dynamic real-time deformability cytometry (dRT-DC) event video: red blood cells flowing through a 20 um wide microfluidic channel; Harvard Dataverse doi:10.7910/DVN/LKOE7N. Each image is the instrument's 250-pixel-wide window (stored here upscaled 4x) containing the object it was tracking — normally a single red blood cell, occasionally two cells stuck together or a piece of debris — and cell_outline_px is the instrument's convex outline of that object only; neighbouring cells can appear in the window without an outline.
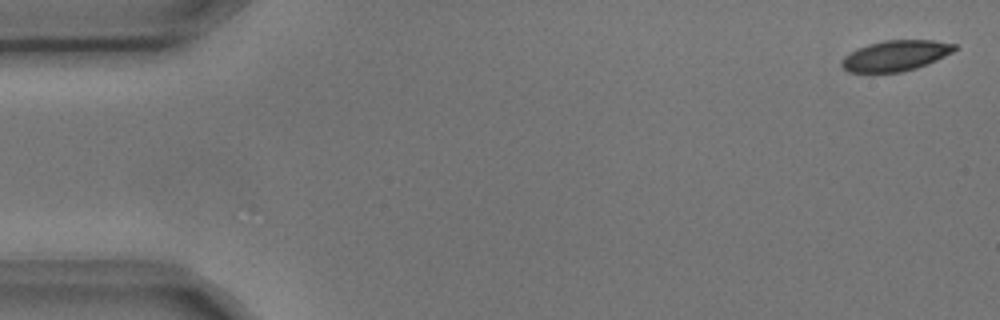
{"species": "common noctule bat (a hibernating species)", "species_latin": "Nyctalus noctula", "temperature_condition": "cold", "stored_images_in_passage": 6, "camera_frame_rate_fps": 3000, "um_per_image_px": 0.085, "animal": {"sex": "male", "body_mass_g": 17.9, "forearm_length_mm": 54.2}, "frame": {"image": 1, "passage_image": 1, "time_ms": 0.0, "image_size_px": [1000, 320], "cell_outline_px": [[956, 48], [952, 52], [936, 60], [916, 68], [900, 72], [848, 72], [840, 64], [844, 56], [868, 44], [884, 40], [932, 40], [956, 44]], "centroid_in_image_um": [76.12, 4.73], "position_along_channel_um": 8.9, "area_um2": 19.83}}
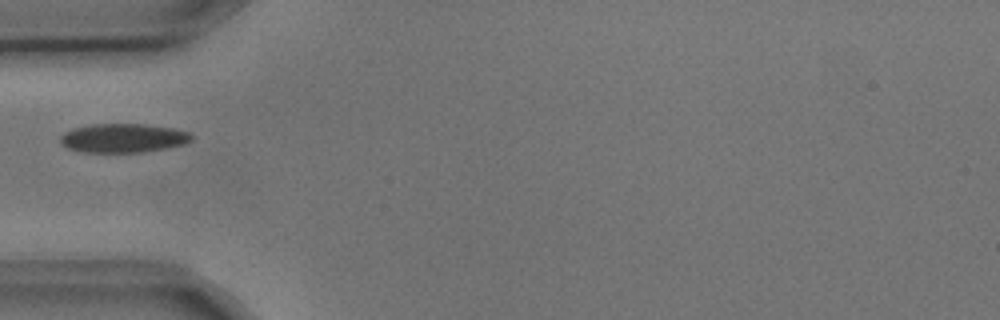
{"frame": {"image": 2, "passage_image": 5, "time_ms": 1.333, "image_size_px": [1000, 320], "cell_outline_px": [[192, 140], [184, 144], [144, 152], [80, 152], [68, 148], [60, 144], [60, 136], [64, 132], [76, 128], [92, 124], [144, 124], [176, 128], [188, 132], [192, 136]], "centroid_in_image_um": [10.46, 11.73], "position_along_channel_um": 74.5, "area_um2": 22.14}}